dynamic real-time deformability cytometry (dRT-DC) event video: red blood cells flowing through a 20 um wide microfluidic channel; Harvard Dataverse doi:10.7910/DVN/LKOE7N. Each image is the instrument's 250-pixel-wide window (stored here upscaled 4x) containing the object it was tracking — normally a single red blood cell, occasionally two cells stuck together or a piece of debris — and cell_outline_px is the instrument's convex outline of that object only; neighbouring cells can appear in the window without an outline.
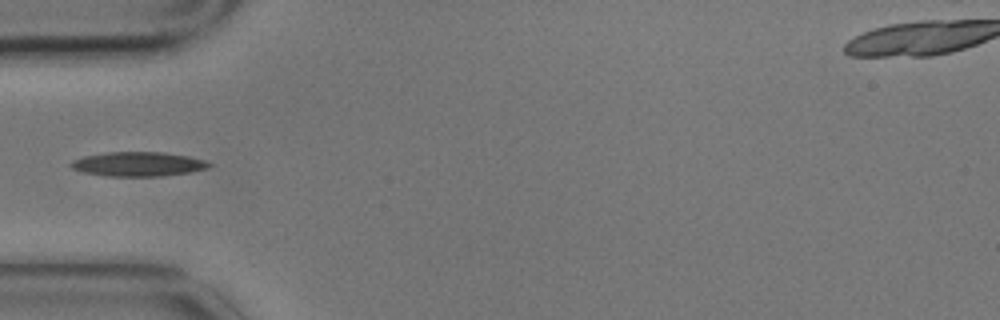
{"species": "common noctule bat (a hibernating species)", "species_latin": "Nyctalus noctula", "temperature_condition": "cold", "stored_images_in_passage": 6, "camera_frame_rate_fps": 3000, "um_per_image_px": 0.085, "animal": {"sex": "male", "body_mass_g": 17.9}, "frame": {"image": 1, "passage_image": 4, "time_ms": 1.0, "image_size_px": [1000, 320], "cell_outline_px": [[212, 164], [208, 168], [188, 172], [160, 176], [108, 176], [84, 172], [72, 168], [68, 164], [72, 160], [84, 156], [108, 152], [164, 152], [188, 156], [204, 160]], "centroid_in_image_um": [11.72, 13.94], "position_along_channel_um": 73.3, "area_um2": 19.48}}